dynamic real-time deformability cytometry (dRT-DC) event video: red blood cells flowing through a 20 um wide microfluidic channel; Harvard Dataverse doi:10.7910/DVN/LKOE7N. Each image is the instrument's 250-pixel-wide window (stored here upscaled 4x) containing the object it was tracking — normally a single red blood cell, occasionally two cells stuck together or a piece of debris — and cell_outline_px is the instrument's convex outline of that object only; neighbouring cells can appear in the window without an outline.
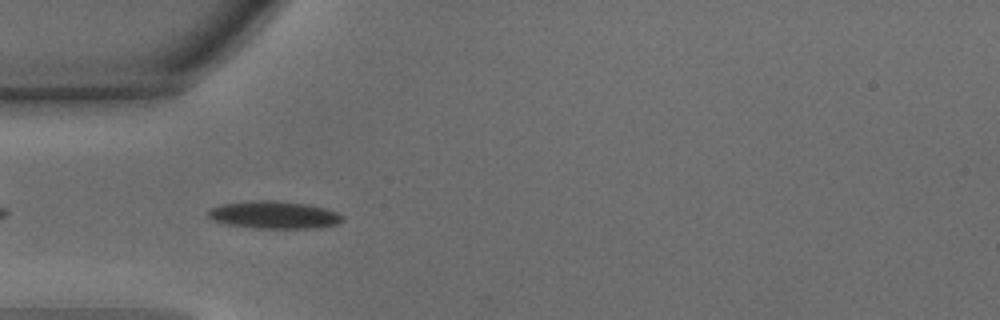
{"species": "common noctule bat (a hibernating species)", "species_latin": "Nyctalus noctula", "temperature_condition": "warm", "stored_images_in_passage": 12, "camera_frame_rate_fps": 3000, "um_per_image_px": 0.085, "animal": {"sex": "male", "body_mass_g": 15.6}, "frame": {"image": 1, "passage_image": 3, "time_ms": 0.667, "image_size_px": [1000, 320], "cell_outline_px": [[344, 220], [336, 224], [316, 228], [252, 228], [228, 224], [212, 220], [208, 216], [208, 208], [220, 204], [256, 200], [276, 200], [308, 204], [324, 208], [336, 212], [344, 216]], "centroid_in_image_um": [23.28, 18.26], "position_along_channel_um": 61.7, "area_um2": 21.68}}
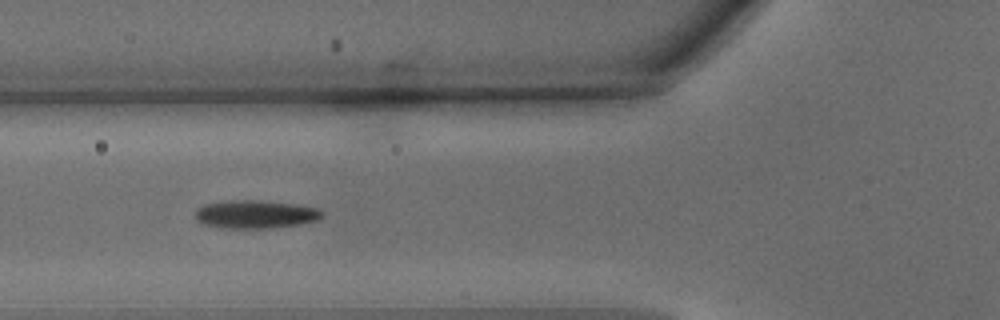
{"frame": {"image": 2, "passage_image": 6, "time_ms": 1.667, "image_size_px": [1000, 320], "cell_outline_px": [[324, 212], [316, 220], [296, 224], [268, 228], [220, 228], [204, 224], [196, 220], [196, 208], [204, 204], [232, 200], [256, 200], [296, 204], [316, 208]], "centroid_in_image_um": [21.65, 18.21], "position_along_channel_um": 104.2, "area_um2": 20.58}}
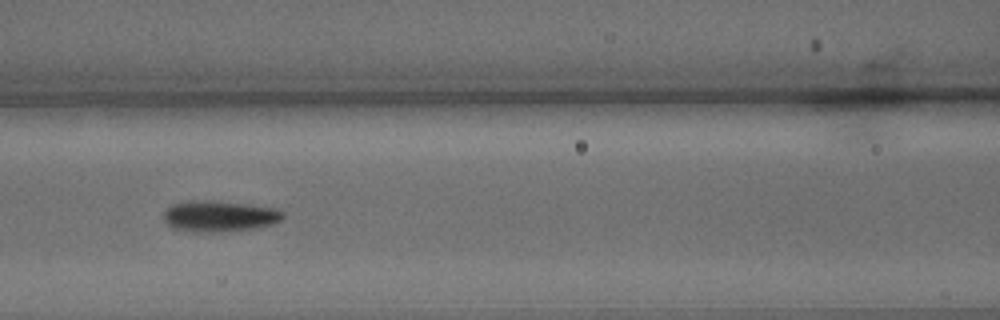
{"frame": {"image": 3, "passage_image": 9, "time_ms": 2.667, "image_size_px": [1000, 320], "cell_outline_px": [[284, 216], [280, 220], [272, 224], [252, 228], [216, 232], [192, 232], [176, 228], [168, 224], [164, 220], [164, 212], [172, 204], [192, 200], [208, 200], [244, 204], [276, 208], [284, 212]], "centroid_in_image_um": [18.64, 18.37], "position_along_channel_um": 148.0, "area_um2": 21.27}}